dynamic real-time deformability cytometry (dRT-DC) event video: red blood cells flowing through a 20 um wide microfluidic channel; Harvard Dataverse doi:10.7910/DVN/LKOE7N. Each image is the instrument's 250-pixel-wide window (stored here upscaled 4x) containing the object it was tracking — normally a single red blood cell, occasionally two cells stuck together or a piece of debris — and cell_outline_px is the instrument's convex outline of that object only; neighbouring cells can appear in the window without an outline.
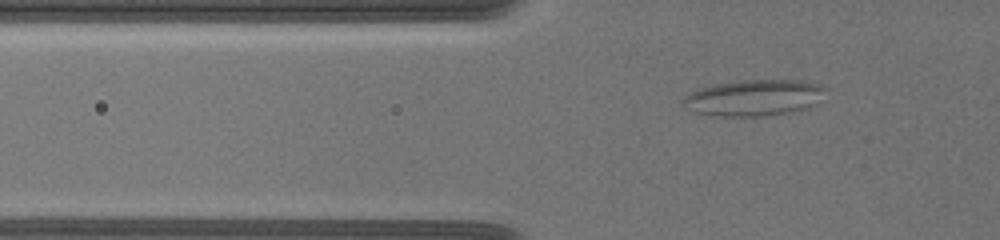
{"species": "common noctule bat (a hibernating species)", "species_latin": "Nyctalus noctula", "temperature_condition": "warm", "stored_images_in_passage": 41, "camera_frame_rate_fps": 3000, "um_per_image_px": 0.085, "animal": {"sex": "female", "body_mass_g": 19.5, "forearm_length_mm": 54.1}, "frame": {"image": 1, "passage_image": 8, "time_ms": 2.333, "image_size_px": [1000, 240], "cell_outline_px": [[828, 88], [804, 108], [764, 116], [720, 116], [692, 112], [684, 100], [684, 96], [692, 92], [716, 84], [740, 80], [804, 80], [820, 84]], "centroid_in_image_um": [64.06, 8.29], "position_along_channel_um": 61.7, "area_um2": 29.07}}
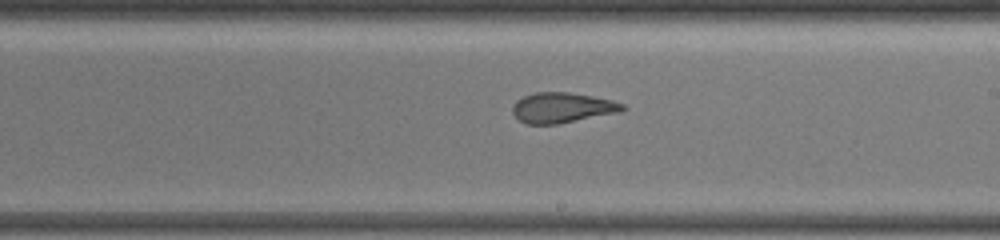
{"frame": {"image": 2, "passage_image": 22, "time_ms": 7.0, "image_size_px": [1000, 240], "cell_outline_px": [[628, 108], [620, 112], [556, 124], [524, 124], [512, 112], [512, 104], [516, 100], [524, 96], [536, 92], [568, 92], [592, 96], [612, 100], [624, 104]], "centroid_in_image_um": [47.78, 9.15], "position_along_channel_um": 241.2, "area_um2": 19.42}}
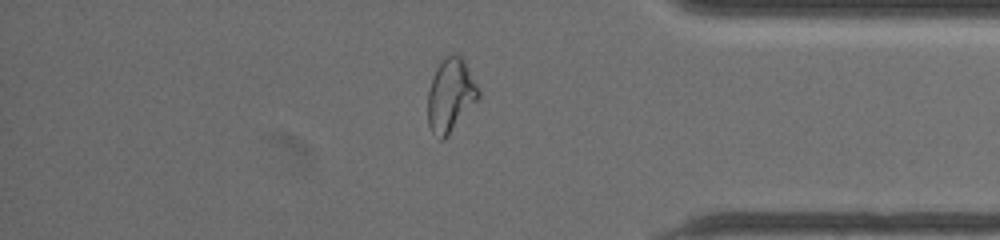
{"frame": {"image": 3, "passage_image": 35, "time_ms": 11.333, "image_size_px": [1000, 240], "cell_outline_px": [[480, 96], [448, 136], [444, 140], [440, 140], [432, 132], [428, 124], [428, 92], [432, 76], [436, 68], [448, 56], [460, 56], [464, 60], [480, 92]], "centroid_in_image_um": [38.28, 8.15], "position_along_channel_um": 396.9, "area_um2": 21.21}}